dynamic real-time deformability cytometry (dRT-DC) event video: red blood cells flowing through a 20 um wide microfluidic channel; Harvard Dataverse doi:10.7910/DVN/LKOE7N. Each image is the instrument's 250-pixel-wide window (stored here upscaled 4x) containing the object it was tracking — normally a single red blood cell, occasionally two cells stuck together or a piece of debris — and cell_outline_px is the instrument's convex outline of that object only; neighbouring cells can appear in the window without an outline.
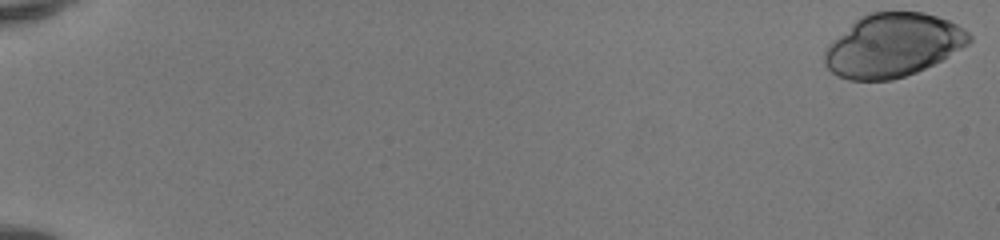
{"species": "human", "species_latin": "Homo sapiens", "temperature_condition": "room temperature", "stored_images_in_passage": 51, "camera_frame_rate_fps": 3000, "um_per_image_px": 0.085, "donor": {"sex": "female"}, "frame": {"image": 1, "passage_image": 1, "time_ms": 0.0, "image_size_px": [1000, 240], "cell_outline_px": [[972, 40], [968, 44], [940, 60], [916, 72], [892, 80], [848, 80], [832, 72], [824, 64], [824, 52], [828, 44], [832, 40], [860, 16], [868, 12], [924, 12], [948, 20], [964, 28], [972, 36]], "centroid_in_image_um": [75.87, 3.84], "position_along_channel_um": 9.1, "area_um2": 53.18}}
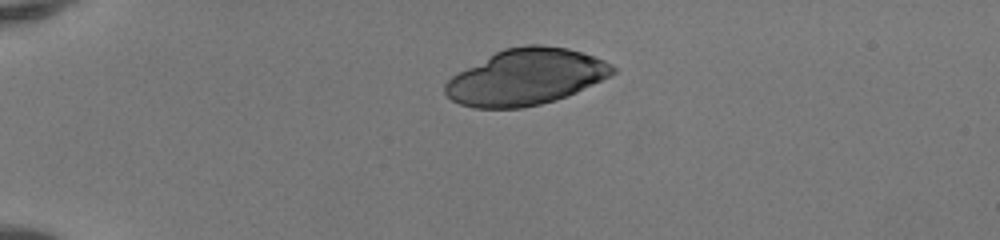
{"frame": {"image": 2, "passage_image": 14, "time_ms": 4.333, "image_size_px": [1000, 240], "cell_outline_px": [[616, 72], [568, 96], [556, 100], [540, 104], [520, 108], [476, 108], [460, 104], [452, 100], [444, 92], [444, 84], [452, 76], [496, 52], [504, 48], [524, 44], [540, 44], [568, 48], [604, 60], [612, 64], [616, 68]], "centroid_in_image_um": [44.7, 6.54], "position_along_channel_um": 40.3, "area_um2": 54.33}}